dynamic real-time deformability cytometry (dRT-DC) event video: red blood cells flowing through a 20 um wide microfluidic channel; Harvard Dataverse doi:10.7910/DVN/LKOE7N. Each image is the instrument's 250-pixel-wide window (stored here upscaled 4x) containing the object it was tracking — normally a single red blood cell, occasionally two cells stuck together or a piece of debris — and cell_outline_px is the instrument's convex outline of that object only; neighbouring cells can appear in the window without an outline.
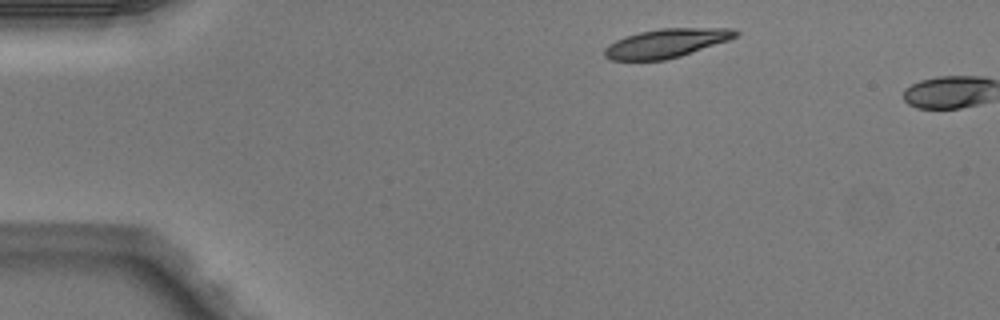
{"species": "Egyptian fruit bat (a non-hibernating species)", "species_latin": "Rousettus aegyptiacus", "temperature_condition": "warm", "stored_images_in_passage": 2, "camera_frame_rate_fps": 3000, "um_per_image_px": 0.085, "animal": {"sex": "male"}, "frame": {"image": 1, "passage_image": 1, "time_ms": 0.0, "image_size_px": [1000, 320], "cell_outline_px": [[740, 32], [736, 36], [728, 40], [680, 56], [664, 60], [608, 60], [604, 56], [604, 48], [608, 44], [624, 36], [640, 32], [660, 28], [736, 28]], "centroid_in_image_um": [56.61, 3.66], "position_along_channel_um": 28.4, "area_um2": 22.02}}